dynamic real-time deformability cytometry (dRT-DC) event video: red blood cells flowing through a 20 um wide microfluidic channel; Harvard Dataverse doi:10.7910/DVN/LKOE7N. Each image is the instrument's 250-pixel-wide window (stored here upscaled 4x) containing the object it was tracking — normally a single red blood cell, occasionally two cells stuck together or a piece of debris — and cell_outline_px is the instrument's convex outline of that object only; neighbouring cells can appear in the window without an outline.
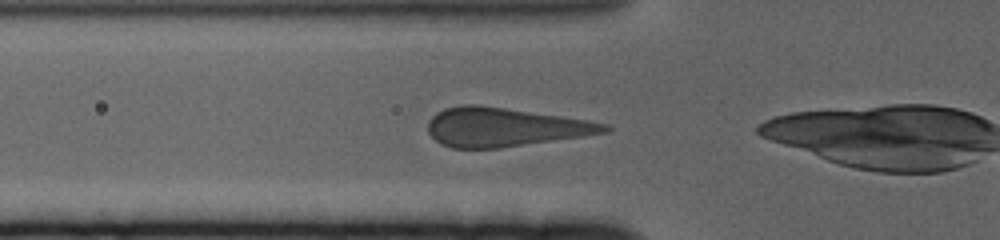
{"species": "human", "species_latin": "Homo sapiens", "temperature_condition": "cold", "stored_images_in_passage": 31, "camera_frame_rate_fps": 3000, "um_per_image_px": 0.085, "donor": {"sex": "female"}, "frame": {"image": 1, "passage_image": 3, "time_ms": 0.667, "image_size_px": [1000, 240], "cell_outline_px": [[612, 128], [608, 132], [500, 148], [452, 148], [440, 144], [428, 132], [428, 120], [436, 112], [444, 108], [464, 104], [480, 104], [588, 120], [608, 124]], "centroid_in_image_um": [42.85, 10.79], "position_along_channel_um": 83.0, "area_um2": 39.88}}
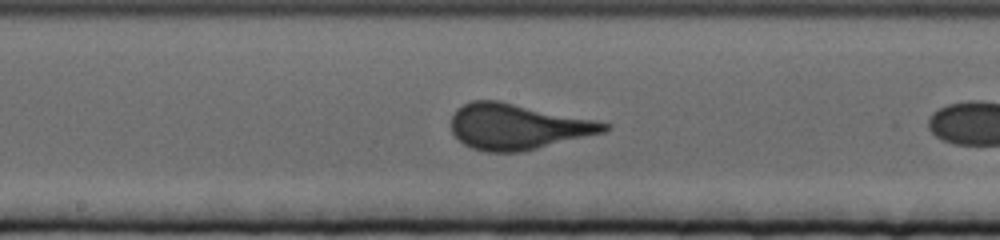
{"frame": {"image": 2, "passage_image": 14, "time_ms": 4.333, "image_size_px": [1000, 240], "cell_outline_px": [[612, 124], [604, 132], [520, 152], [484, 152], [472, 148], [464, 144], [452, 132], [452, 116], [456, 108], [472, 100], [500, 100]], "centroid_in_image_um": [43.95, 10.75], "position_along_channel_um": 204.3, "area_um2": 40.4}}
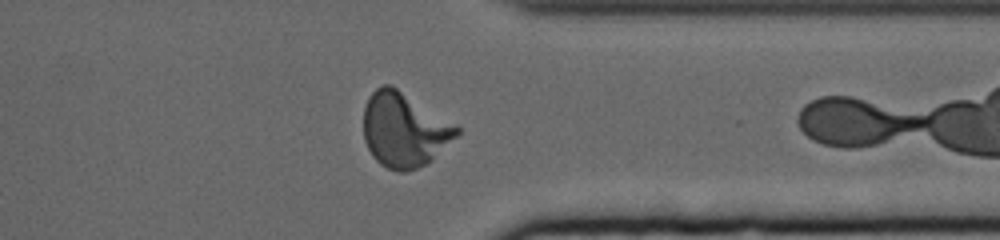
{"frame": {"image": 3, "passage_image": 30, "time_ms": 9.667, "image_size_px": [1000, 240], "cell_outline_px": [[460, 132], [432, 160], [416, 168], [404, 172], [400, 172], [388, 168], [380, 164], [372, 156], [364, 140], [364, 108], [368, 96], [376, 88], [384, 84], [392, 84], [456, 124], [460, 128]], "centroid_in_image_um": [34.34, 11.01], "position_along_channel_um": 377.1, "area_um2": 40.52}}